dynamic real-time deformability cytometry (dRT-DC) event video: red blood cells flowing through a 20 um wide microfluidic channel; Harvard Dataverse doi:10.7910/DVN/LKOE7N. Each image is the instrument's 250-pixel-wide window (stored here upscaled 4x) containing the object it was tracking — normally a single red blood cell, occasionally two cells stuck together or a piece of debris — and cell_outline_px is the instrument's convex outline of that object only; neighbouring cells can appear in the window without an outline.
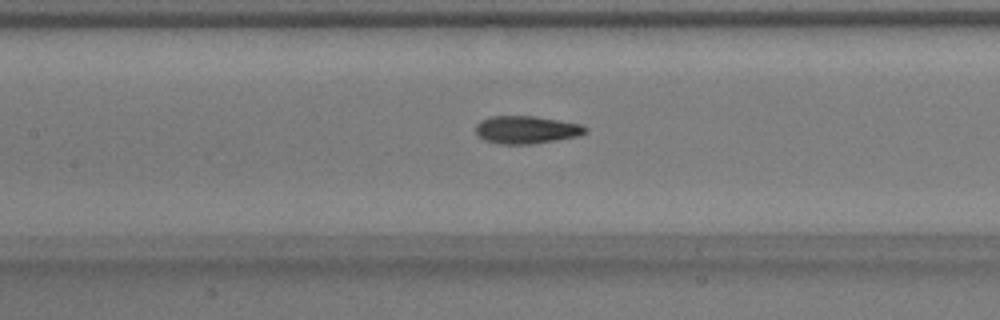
{"species": "common noctule bat (a hibernating species)", "species_latin": "Nyctalus noctula", "temperature_condition": "warm", "stored_images_in_passage": 51, "camera_frame_rate_fps": 3000, "um_per_image_px": 0.085, "animal": {"sex": "male", "body_mass_g": 17.9}, "frame": {"image": 1, "passage_image": 25, "time_ms": 8.0, "image_size_px": [1000, 320], "cell_outline_px": [[588, 132], [576, 136], [556, 140], [528, 144], [500, 144], [484, 140], [476, 132], [476, 124], [480, 120], [492, 116], [536, 116], [560, 120], [580, 124], [588, 128]], "centroid_in_image_um": [44.74, 11.02], "position_along_channel_um": 162.7, "area_um2": 17.69}}
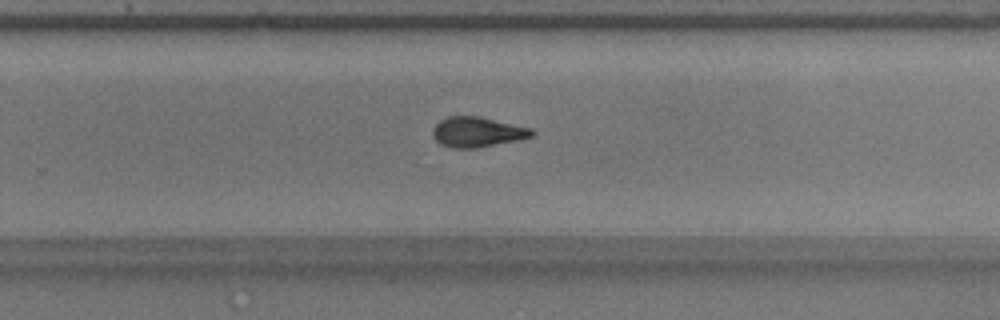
{"frame": {"image": 2, "passage_image": 35, "time_ms": 11.333, "image_size_px": [1000, 320], "cell_outline_px": [[536, 132], [532, 136], [516, 140], [476, 148], [452, 148], [440, 144], [432, 136], [432, 128], [440, 120], [448, 116], [480, 116], [532, 128]], "centroid_in_image_um": [40.55, 11.21], "position_along_channel_um": 289.3, "area_um2": 17.46}}
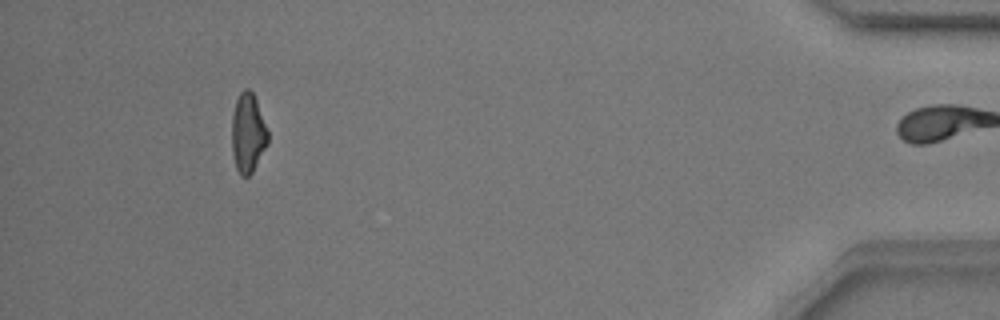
{"frame": {"image": 3, "passage_image": 50, "time_ms": 16.333, "image_size_px": [1000, 320], "cell_outline_px": [[268, 144], [252, 172], [248, 176], [240, 176], [236, 168], [232, 152], [232, 112], [236, 100], [240, 92], [244, 88], [248, 88], [252, 92], [256, 100], [268, 132]], "centroid_in_image_um": [21.06, 11.31], "position_along_channel_um": 414.1, "area_um2": 16.65}, "authors_computed_cell_mechanics": {"area_um2": 17.1666, "velocity_mm_per_s": 3.8088, "shape_relaxation_time_tau1_ms": 4.7499, "shape_relaxation_time_tau2_ms": 2.1861, "deformation_change_tau1": 0.1592, "deformation_change_tau2": 0.103}}